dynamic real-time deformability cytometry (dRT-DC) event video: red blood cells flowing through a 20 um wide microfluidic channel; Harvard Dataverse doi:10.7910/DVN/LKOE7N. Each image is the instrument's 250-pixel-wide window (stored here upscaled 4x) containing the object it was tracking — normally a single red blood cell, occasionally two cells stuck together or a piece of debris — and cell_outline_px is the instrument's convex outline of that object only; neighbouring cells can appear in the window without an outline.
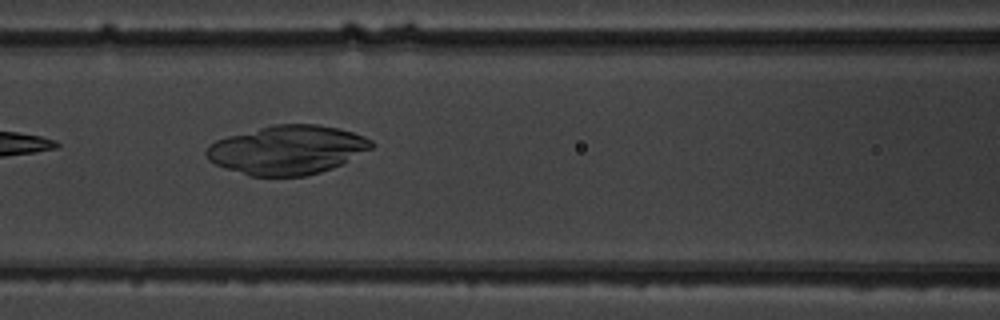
{"species": "common noctule bat (a hibernating species)", "species_latin": "Nyctalus noctula", "temperature_condition": "warm", "stored_images_in_passage": 10, "camera_frame_rate_fps": 3000, "um_per_image_px": 0.085, "animal": {"sex": "male", "body_mass_g": 19.5, "forearm_length_mm": 54.6}, "frame": {"image": 1, "passage_image": 9, "time_ms": 9.333, "image_size_px": [1000, 320], "cell_outline_px": [[376, 144], [372, 148], [332, 168], [308, 176], [248, 176], [224, 168], [208, 160], [204, 152], [208, 144], [216, 140], [228, 136], [276, 124], [316, 124], [336, 128], [352, 132], [364, 136], [372, 140]], "centroid_in_image_um": [24.39, 12.75], "position_along_channel_um": 142.2, "area_um2": 46.99}}